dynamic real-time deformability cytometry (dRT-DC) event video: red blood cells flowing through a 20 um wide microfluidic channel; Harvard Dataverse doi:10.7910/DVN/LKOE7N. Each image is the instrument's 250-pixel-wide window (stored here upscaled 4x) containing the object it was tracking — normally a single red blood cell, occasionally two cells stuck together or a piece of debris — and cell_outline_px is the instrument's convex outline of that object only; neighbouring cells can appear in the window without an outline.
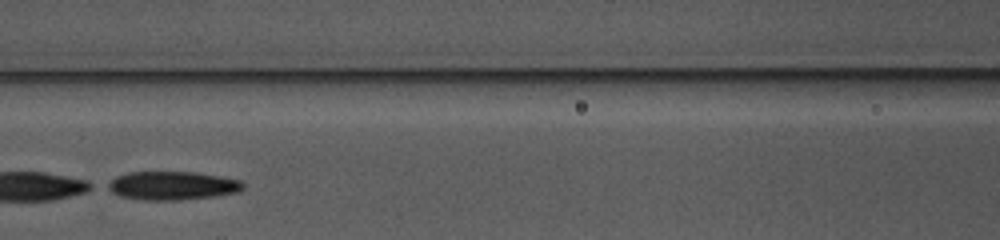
{"species": "common noctule bat (a hibernating species)", "species_latin": "Nyctalus noctula", "temperature_condition": "warm", "stored_images_in_passage": 24, "camera_frame_rate_fps": 3000, "um_per_image_px": 0.085, "animal": {"sex": "female", "body_mass_g": 10.0, "forearm_length_mm": 53.1}, "frame": {"image": 1, "passage_image": 8, "time_ms": 2.333, "image_size_px": [1000, 240], "cell_outline_px": [[244, 188], [240, 192], [216, 196], [180, 200], [144, 200], [120, 196], [104, 188], [104, 184], [116, 176], [128, 172], [196, 172], [220, 176], [240, 180], [244, 184]], "centroid_in_image_um": [14.62, 15.78], "position_along_channel_um": 152.0, "area_um2": 22.83}}
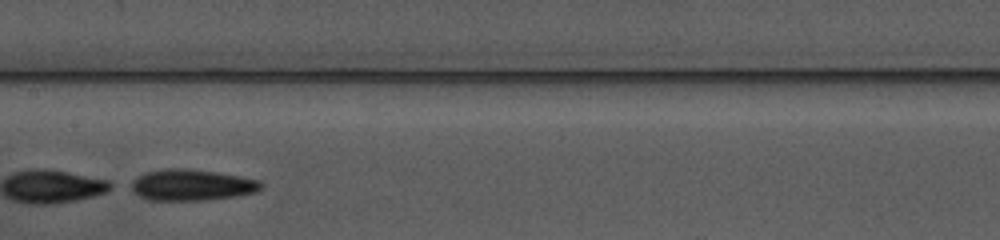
{"frame": {"image": 2, "passage_image": 11, "time_ms": 3.333, "image_size_px": [1000, 240], "cell_outline_px": [[264, 188], [256, 192], [236, 196], [196, 200], [148, 200], [124, 188], [124, 184], [148, 172], [168, 168], [180, 168], [212, 172], [260, 180], [264, 184]], "centroid_in_image_um": [16.21, 15.74], "position_along_channel_um": 191.2, "area_um2": 23.64}, "authors_computed_cell_mechanics": {"area_um2": 22.9755, "velocity_mm_per_s": 3.9086, "shape_relaxation_time_tau1_ms": 3.394, "shape_relaxation_time_tau2_ms": 5.4654, "deformation_change_tau1": 0.4098, "deformation_change_tau2": 0.1828}}